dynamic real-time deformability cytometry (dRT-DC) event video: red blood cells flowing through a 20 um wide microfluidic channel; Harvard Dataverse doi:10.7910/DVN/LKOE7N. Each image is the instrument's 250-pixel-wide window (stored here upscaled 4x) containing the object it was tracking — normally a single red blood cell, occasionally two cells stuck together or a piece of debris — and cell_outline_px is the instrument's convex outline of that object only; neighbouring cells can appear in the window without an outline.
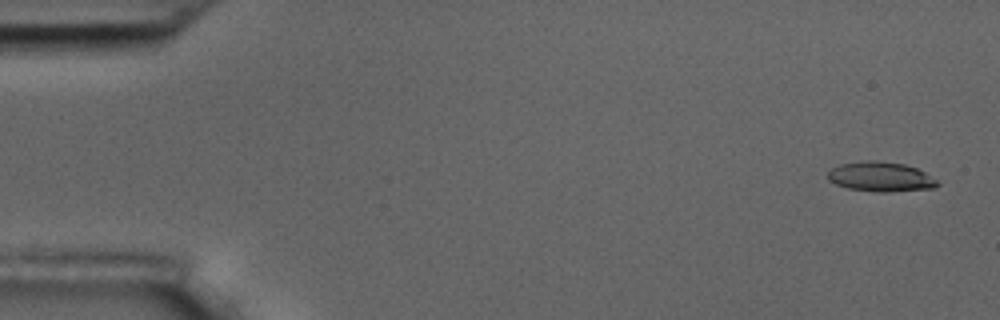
{"species": "common noctule bat (a hibernating species)", "species_latin": "Nyctalus noctula", "temperature_condition": "room temperature", "stored_images_in_passage": 5, "camera_frame_rate_fps": 3000, "um_per_image_px": 0.085, "animal": {"sex": "male", "body_mass_g": 17.5, "forearm_length_mm": 52.3}, "frame": {"image": 1, "passage_image": 1, "time_ms": 0.0, "image_size_px": [1000, 320], "cell_outline_px": [[940, 184], [936, 188], [888, 192], [876, 192], [848, 188], [836, 184], [828, 180], [828, 172], [832, 168], [840, 164], [864, 160], [872, 160], [904, 164], [916, 168], [924, 172], [936, 180]], "centroid_in_image_um": [74.85, 15.03], "position_along_channel_um": 10.1, "area_um2": 18.96}}
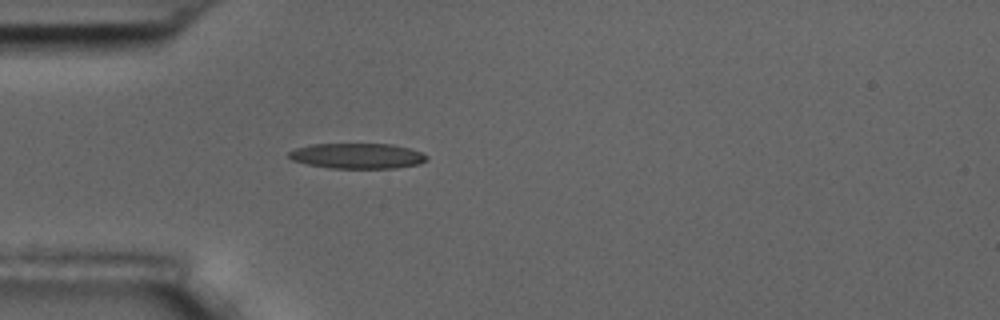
{"frame": {"image": 2, "passage_image": 5, "time_ms": 4.667, "image_size_px": [1000, 320], "cell_outline_px": [[428, 160], [420, 164], [396, 168], [332, 168], [308, 164], [292, 160], [288, 156], [288, 152], [296, 148], [312, 144], [392, 144], [408, 148], [420, 152], [428, 156]], "centroid_in_image_um": [30.39, 13.25], "position_along_channel_um": 54.6, "area_um2": 20.35}}